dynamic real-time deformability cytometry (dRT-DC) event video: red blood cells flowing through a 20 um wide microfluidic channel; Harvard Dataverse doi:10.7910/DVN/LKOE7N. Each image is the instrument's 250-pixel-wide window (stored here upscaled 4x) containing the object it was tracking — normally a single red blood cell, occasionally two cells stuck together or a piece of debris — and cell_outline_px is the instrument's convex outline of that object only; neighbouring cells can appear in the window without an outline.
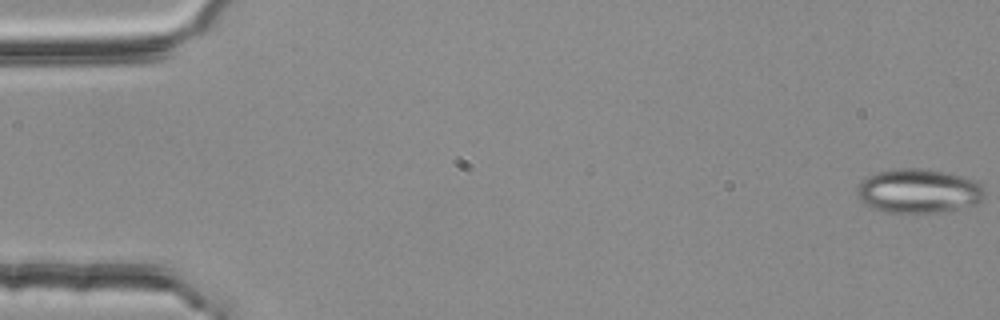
{"species": "common noctule bat (a hibernating species)", "species_latin": "Nyctalus noctula", "temperature_condition": "room temperature", "stored_images_in_passage": 5, "camera_frame_rate_fps": 3000, "um_per_image_px": 0.085, "animal": {"sex": "female", "body_mass_g": 25.1}, "frame": {"image": 1, "passage_image": 1, "time_ms": 0.0, "image_size_px": [1000, 320], "cell_outline_px": [[984, 196], [976, 204], [936, 212], [884, 212], [860, 200], [856, 192], [860, 184], [868, 176], [876, 172], [896, 168], [924, 168], [944, 172], [976, 180], [984, 188]], "centroid_in_image_um": [78.08, 16.21], "position_along_channel_um": 6.9, "area_um2": 32.37}}